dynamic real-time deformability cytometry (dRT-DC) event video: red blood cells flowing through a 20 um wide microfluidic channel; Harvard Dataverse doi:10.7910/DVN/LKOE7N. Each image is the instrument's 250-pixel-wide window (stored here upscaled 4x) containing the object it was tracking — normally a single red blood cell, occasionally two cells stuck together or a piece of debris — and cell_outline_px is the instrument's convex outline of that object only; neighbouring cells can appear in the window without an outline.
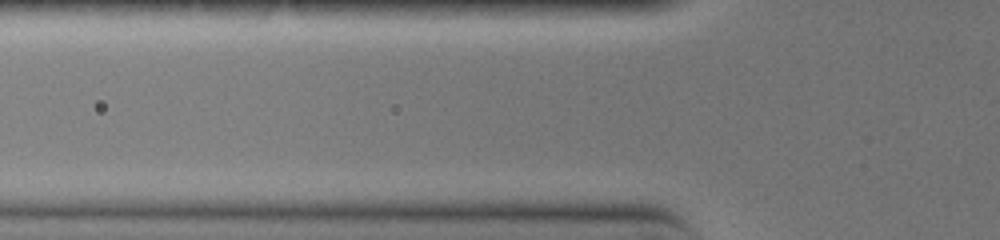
{"species": "common noctule bat (a hibernating species)", "species_latin": "Nyctalus noctula", "temperature_condition": "warm", "stored_images_in_passage": 3, "camera_frame_rate_fps": 3000, "um_per_image_px": 0.085, "animal": {"sex": "female", "body_mass_g": 19.0, "forearm_length_mm": 51.5}, "frame": {"image": 1, "passage_image": 2, "time_ms": 0.333, "image_size_px": [1000, 240], "cell_outline_px": [[624, 164], [588, 168], [492, 168], [472, 164], [472, 160], [488, 156], [544, 152], [616, 156], [624, 160]], "centroid_in_image_um": [46.56, 13.67], "position_along_channel_um": 79.2, "area_um2": 13.87}}